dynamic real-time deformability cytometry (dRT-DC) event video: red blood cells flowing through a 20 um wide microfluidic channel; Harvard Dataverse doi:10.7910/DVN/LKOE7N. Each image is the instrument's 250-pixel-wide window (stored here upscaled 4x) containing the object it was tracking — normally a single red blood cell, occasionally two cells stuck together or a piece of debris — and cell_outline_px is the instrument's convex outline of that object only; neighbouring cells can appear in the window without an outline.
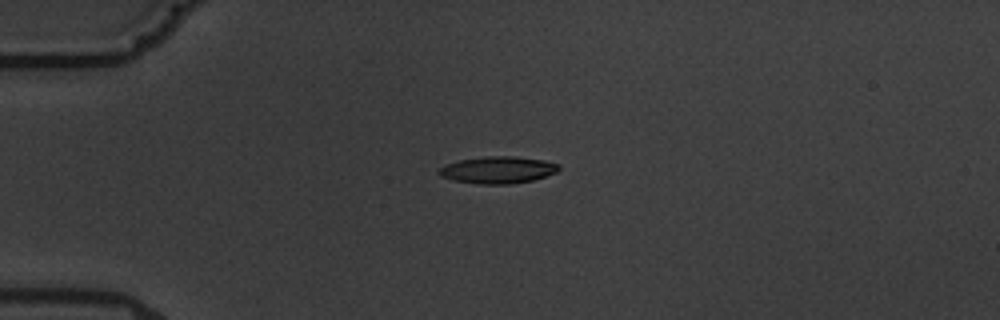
{"species": "common noctule bat (a hibernating species)", "species_latin": "Nyctalus noctula", "temperature_condition": "warm", "stored_images_in_passage": 4, "camera_frame_rate_fps": 3000, "um_per_image_px": 0.085, "animal": {"sex": "male", "body_mass_g": 19.5, "forearm_length_mm": 54.6}, "frame": {"image": 1, "passage_image": 1, "time_ms": 0.0, "image_size_px": [1000, 320], "cell_outline_px": [[560, 168], [556, 172], [532, 180], [508, 184], [480, 184], [452, 180], [440, 176], [436, 172], [440, 168], [448, 164], [460, 160], [484, 156], [512, 156], [544, 160], [560, 164]], "centroid_in_image_um": [42.31, 14.44], "position_along_channel_um": 42.7, "area_um2": 18.73}}
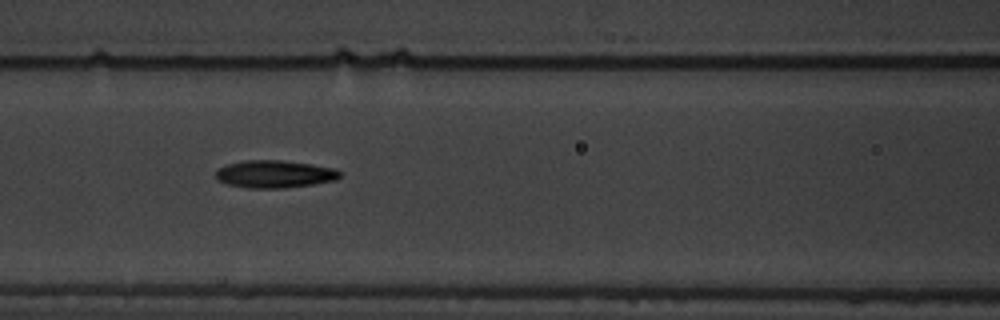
{"frame": {"image": 2, "passage_image": 4, "time_ms": 3.667, "image_size_px": [1000, 320], "cell_outline_px": [[340, 176], [336, 180], [312, 184], [284, 188], [248, 188], [228, 184], [216, 180], [216, 172], [220, 168], [228, 164], [244, 160], [280, 160], [312, 164], [336, 168], [340, 172]], "centroid_in_image_um": [23.35, 14.79], "position_along_channel_um": 143.2, "area_um2": 19.88}}